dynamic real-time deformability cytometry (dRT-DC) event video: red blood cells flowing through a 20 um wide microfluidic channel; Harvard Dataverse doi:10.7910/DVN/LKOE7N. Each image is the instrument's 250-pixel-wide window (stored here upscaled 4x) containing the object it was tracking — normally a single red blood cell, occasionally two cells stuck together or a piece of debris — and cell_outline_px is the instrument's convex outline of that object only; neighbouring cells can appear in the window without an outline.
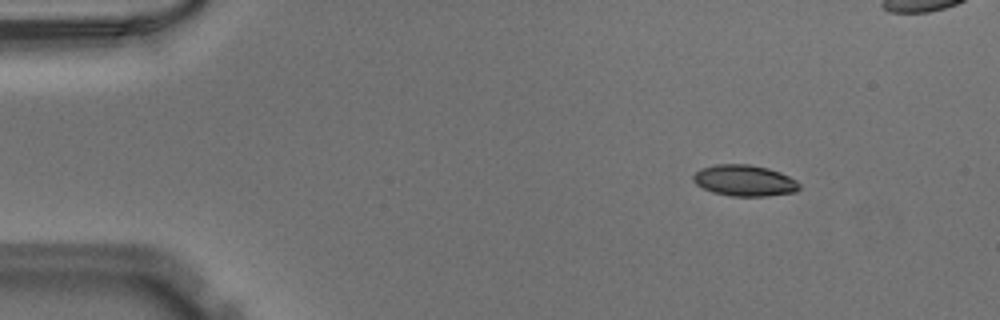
{"species": "Egyptian fruit bat (a non-hibernating species)", "species_latin": "Rousettus aegyptiacus", "temperature_condition": "warm", "stored_images_in_passage": 47, "camera_frame_rate_fps": 3000, "um_per_image_px": 0.085, "animal": {"sex": "male"}, "frame": {"image": 1, "passage_image": 2, "time_ms": 0.333, "image_size_px": [1000, 320], "cell_outline_px": [[800, 188], [796, 192], [768, 196], [732, 196], [712, 192], [696, 184], [692, 180], [692, 176], [700, 168], [716, 164], [748, 164], [768, 168], [780, 172], [796, 180], [800, 184]], "centroid_in_image_um": [63.28, 15.34], "position_along_channel_um": 21.7, "area_um2": 19.36}}
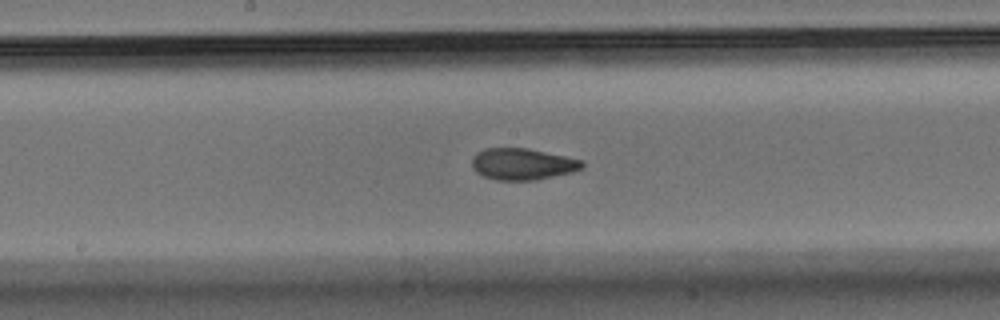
{"frame": {"image": 2, "passage_image": 22, "time_ms": 7.0, "image_size_px": [1000, 320], "cell_outline_px": [[584, 168], [572, 172], [536, 180], [496, 180], [484, 176], [476, 172], [472, 168], [472, 156], [476, 152], [484, 148], [528, 148], [584, 160]], "centroid_in_image_um": [44.41, 13.94], "position_along_channel_um": 203.8, "area_um2": 20.46}}
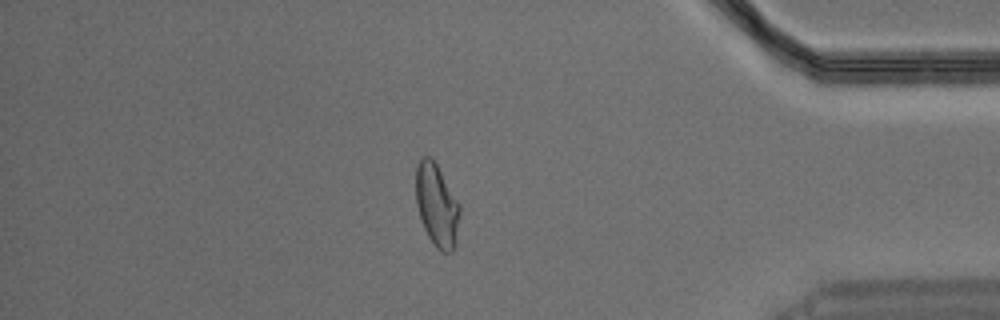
{"frame": {"image": 3, "passage_image": 39, "time_ms": 12.667, "image_size_px": [1000, 320], "cell_outline_px": [[460, 212], [456, 244], [452, 252], [440, 252], [436, 248], [428, 236], [424, 228], [416, 204], [416, 164], [420, 156], [428, 156], [436, 164], [460, 204]], "centroid_in_image_um": [37.13, 17.46], "position_along_channel_um": 398.1, "area_um2": 21.21}}